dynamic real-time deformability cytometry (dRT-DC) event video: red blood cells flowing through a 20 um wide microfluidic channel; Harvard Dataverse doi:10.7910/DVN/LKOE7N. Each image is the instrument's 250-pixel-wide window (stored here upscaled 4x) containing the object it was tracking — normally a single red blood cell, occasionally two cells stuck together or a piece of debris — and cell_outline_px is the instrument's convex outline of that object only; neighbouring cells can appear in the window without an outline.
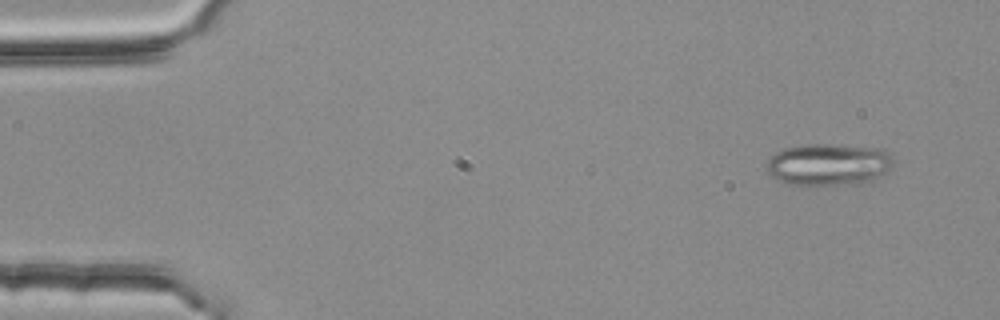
{"species": "common noctule bat (a hibernating species)", "species_latin": "Nyctalus noctula", "temperature_condition": "room temperature", "stored_images_in_passage": 51, "segment_of_instrument_passage": [1, 2], "camera_frame_rate_fps": 3000, "um_per_image_px": 0.085, "animal": {"sex": "female", "body_mass_g": 25.1}, "frame": {"image": 1, "passage_image": 1, "time_ms": 0.0, "image_size_px": [1000, 320], "cell_outline_px": [[892, 164], [884, 172], [872, 180], [856, 184], [816, 188], [808, 188], [788, 184], [772, 176], [768, 172], [764, 164], [776, 152], [784, 148], [800, 144], [832, 144], [876, 148], [888, 152], [892, 156]], "centroid_in_image_um": [70.35, 14.02], "position_along_channel_um": 14.7, "area_um2": 31.79}}